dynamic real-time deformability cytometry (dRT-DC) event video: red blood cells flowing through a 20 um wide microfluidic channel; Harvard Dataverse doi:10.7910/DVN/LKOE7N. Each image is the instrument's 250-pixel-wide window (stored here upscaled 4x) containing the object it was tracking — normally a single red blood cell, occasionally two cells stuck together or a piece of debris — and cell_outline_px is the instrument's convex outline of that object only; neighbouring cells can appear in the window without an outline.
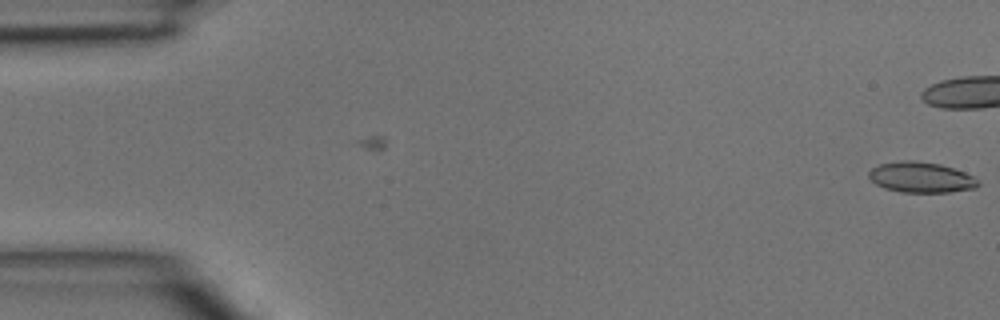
{"species": "common noctule bat (a hibernating species)", "species_latin": "Nyctalus noctula", "temperature_condition": "room temperature", "stored_images_in_passage": 5, "camera_frame_rate_fps": 3000, "um_per_image_px": 0.085, "animal": {"sex": "male", "body_mass_g": 15.6}, "frame": {"image": 1, "passage_image": 5, "time_ms": 1.333, "image_size_px": [1000, 320], "cell_outline_px": [[980, 184], [976, 188], [948, 192], [900, 192], [884, 188], [876, 184], [868, 176], [868, 172], [872, 168], [880, 164], [900, 160], [912, 160], [940, 164], [964, 172], [972, 176]], "centroid_in_image_um": [78.26, 15.07], "position_along_channel_um": 6.7, "area_um2": 19.36}}